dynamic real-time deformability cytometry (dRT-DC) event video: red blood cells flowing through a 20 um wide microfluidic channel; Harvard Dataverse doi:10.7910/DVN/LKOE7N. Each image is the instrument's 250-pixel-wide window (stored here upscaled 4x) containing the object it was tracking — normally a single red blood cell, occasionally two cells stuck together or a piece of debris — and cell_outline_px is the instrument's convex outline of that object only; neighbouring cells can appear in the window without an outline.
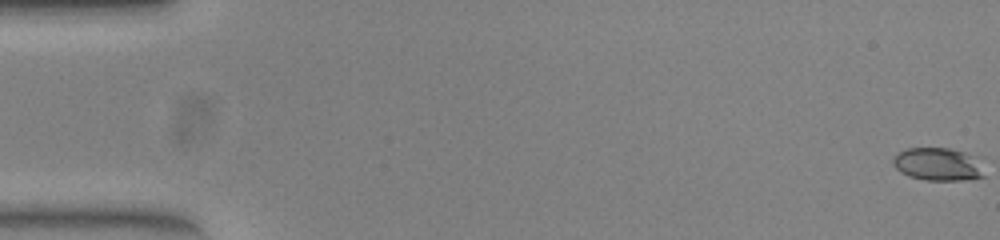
{"species": "common noctule bat (a hibernating species)", "species_latin": "Nyctalus noctula", "temperature_condition": "warm", "stored_images_in_passage": 54, "camera_frame_rate_fps": 3000, "um_per_image_px": 0.085, "animal": {"sex": "female", "body_mass_g": 23.0, "forearm_length_mm": 53.4}, "frame": {"image": 1, "passage_image": 1, "time_ms": 0.0, "image_size_px": [1000, 240], "cell_outline_px": [[984, 176], [960, 180], [924, 180], [908, 176], [900, 172], [892, 164], [892, 160], [900, 152], [908, 148], [948, 148], [984, 156]], "centroid_in_image_um": [79.84, 13.95], "position_along_channel_um": 5.2, "area_um2": 18.03}}
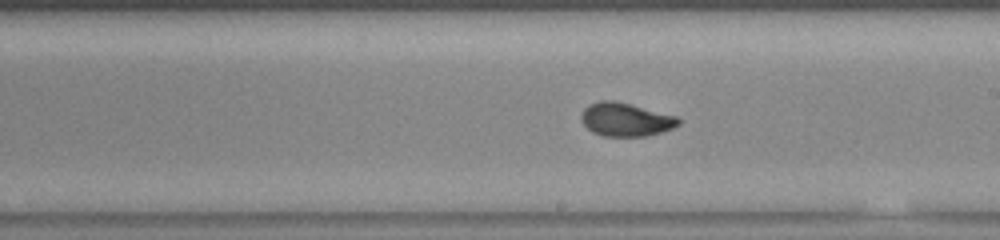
{"frame": {"image": 2, "passage_image": 31, "time_ms": 10.0, "image_size_px": [1000, 240], "cell_outline_px": [[680, 124], [672, 128], [648, 136], [604, 136], [592, 132], [580, 120], [580, 112], [588, 104], [600, 100], [616, 100], [676, 116], [680, 120]], "centroid_in_image_um": [53.14, 10.15], "position_along_channel_um": 235.9, "area_um2": 19.07}}
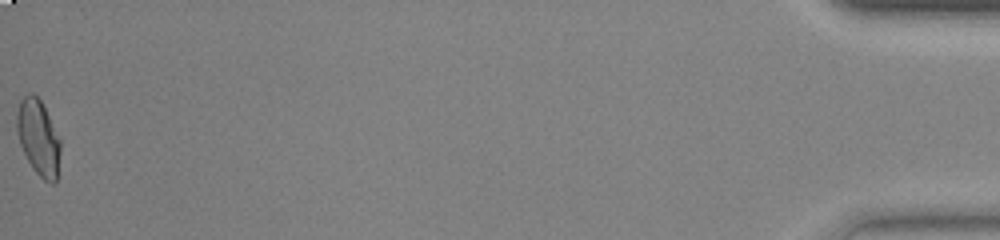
{"frame": {"image": 3, "passage_image": 54, "time_ms": 17.667, "image_size_px": [1000, 240], "cell_outline_px": [[60, 152], [56, 184], [52, 184], [44, 180], [32, 168], [20, 144], [16, 132], [16, 116], [20, 100], [28, 92], [32, 92], [40, 100], [60, 140]], "centroid_in_image_um": [3.24, 11.71], "position_along_channel_um": 432.0, "area_um2": 19.07}, "authors_computed_cell_mechanics": {"area_um2": 18.6983, "velocity_mm_per_s": 3.905, "shape_relaxation_time_tau1_ms": 7.7445, "shape_relaxation_time_tau2_ms": null, "deformation_change_tau1": 0.2304, "deformation_change_tau2": null}}